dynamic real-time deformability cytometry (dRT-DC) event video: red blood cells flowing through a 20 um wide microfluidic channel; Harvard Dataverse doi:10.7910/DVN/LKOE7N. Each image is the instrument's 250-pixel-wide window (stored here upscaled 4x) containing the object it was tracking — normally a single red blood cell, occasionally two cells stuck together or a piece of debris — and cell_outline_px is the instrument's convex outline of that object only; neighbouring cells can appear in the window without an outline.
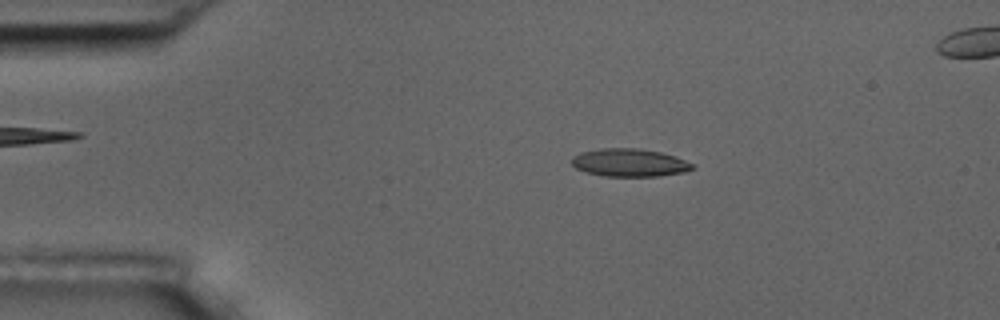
{"species": "common noctule bat (a hibernating species)", "species_latin": "Nyctalus noctula", "temperature_condition": "room temperature", "stored_images_in_passage": 9, "camera_frame_rate_fps": 3000, "um_per_image_px": 0.085, "animal": {"sex": "male", "body_mass_g": 17.5, "forearm_length_mm": 52.3}, "frame": {"image": 1, "passage_image": 4, "time_ms": 3.333, "image_size_px": [1000, 320], "cell_outline_px": [[692, 168], [684, 172], [660, 176], [604, 176], [584, 172], [576, 168], [572, 164], [572, 156], [580, 152], [600, 148], [636, 148], [660, 152], [676, 156], [692, 164]], "centroid_in_image_um": [53.45, 13.82], "position_along_channel_um": 31.5, "area_um2": 19.59}}
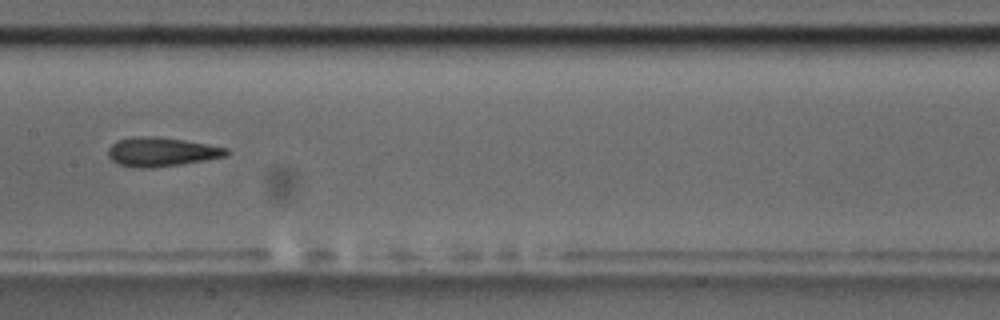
{"frame": {"image": 2, "passage_image": 9, "time_ms": 9.0, "image_size_px": [1000, 320], "cell_outline_px": [[228, 152], [224, 156], [204, 160], [156, 168], [136, 168], [116, 164], [108, 156], [108, 148], [116, 140], [140, 136], [156, 136], [184, 140], [228, 148]], "centroid_in_image_um": [13.66, 12.91], "position_along_channel_um": 193.7, "area_um2": 20.0}}